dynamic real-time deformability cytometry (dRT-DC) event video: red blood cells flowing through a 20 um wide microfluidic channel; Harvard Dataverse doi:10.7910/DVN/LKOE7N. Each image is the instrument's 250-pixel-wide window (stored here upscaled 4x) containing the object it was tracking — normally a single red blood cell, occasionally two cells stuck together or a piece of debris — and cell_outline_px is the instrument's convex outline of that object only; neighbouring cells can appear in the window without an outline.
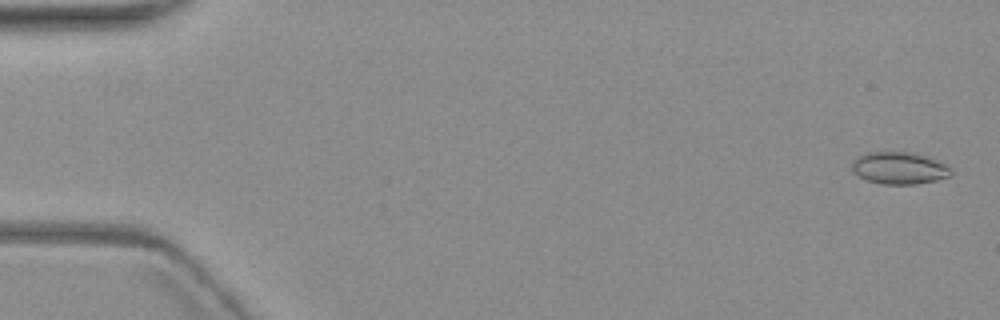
{"species": "common noctule bat (a hibernating species)", "species_latin": "Nyctalus noctula", "temperature_condition": "warm", "stored_images_in_passage": 7, "camera_frame_rate_fps": 3000, "um_per_image_px": 0.085, "animal": {"sex": "female", "body_mass_g": 19.3, "forearm_length_mm": 54.1}, "frame": {"image": 1, "passage_image": 1, "time_ms": 0.0, "image_size_px": [1000, 320], "cell_outline_px": [[952, 176], [936, 180], [916, 184], [880, 184], [856, 176], [852, 172], [852, 160], [856, 156], [868, 152], [912, 152], [928, 156], [952, 168]], "centroid_in_image_um": [76.41, 14.28], "position_along_channel_um": 8.6, "area_um2": 18.84}}
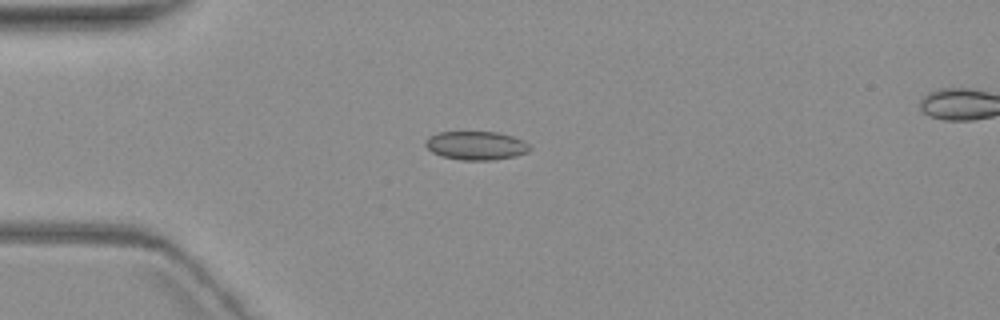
{"frame": {"image": 2, "passage_image": 5, "time_ms": 4.667, "image_size_px": [1000, 320], "cell_outline_px": [[532, 148], [528, 152], [516, 156], [492, 160], [460, 160], [440, 156], [432, 152], [424, 144], [424, 140], [428, 136], [436, 132], [496, 132], [512, 136], [524, 140]], "centroid_in_image_um": [40.45, 12.37], "position_along_channel_um": 44.6, "area_um2": 17.63}}
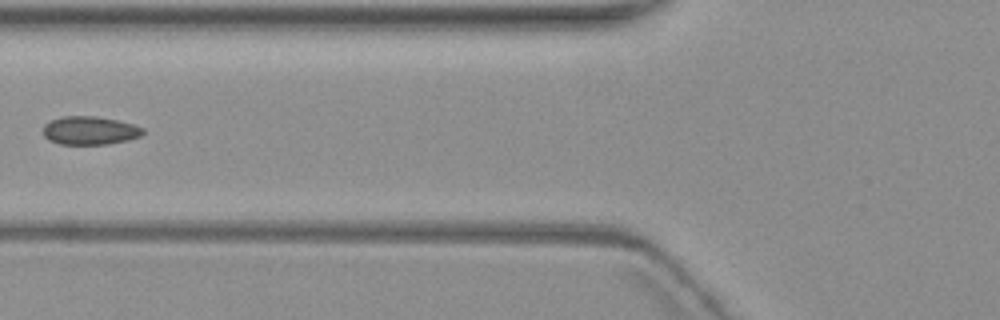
{"frame": {"image": 3, "passage_image": 7, "time_ms": 7.333, "image_size_px": [1000, 320], "cell_outline_px": [[144, 132], [140, 136], [128, 140], [108, 144], [60, 144], [48, 140], [44, 136], [44, 124], [48, 120], [64, 116], [96, 116], [116, 120], [132, 124], [144, 128]], "centroid_in_image_um": [7.61, 11.09], "position_along_channel_um": 118.2, "area_um2": 16.53}}